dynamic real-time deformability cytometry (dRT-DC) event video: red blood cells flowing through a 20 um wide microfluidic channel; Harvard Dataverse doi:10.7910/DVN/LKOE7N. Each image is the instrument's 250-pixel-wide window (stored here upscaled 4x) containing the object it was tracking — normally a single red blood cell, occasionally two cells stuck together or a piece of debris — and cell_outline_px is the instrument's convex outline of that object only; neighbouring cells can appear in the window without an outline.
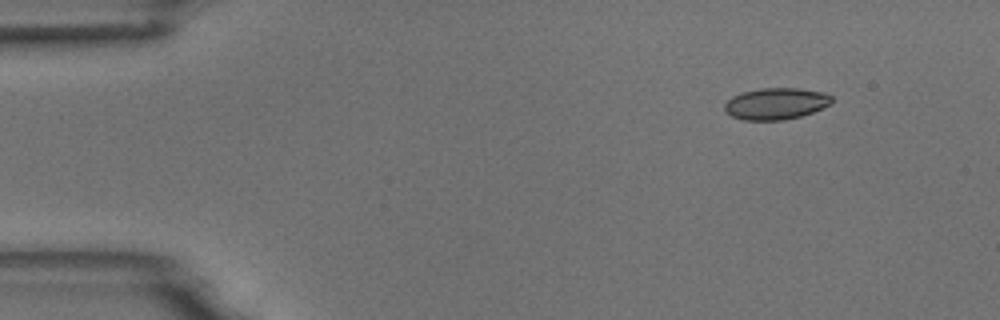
{"species": "common noctule bat (a hibernating species)", "species_latin": "Nyctalus noctula", "temperature_condition": "room temperature", "stored_images_in_passage": 5, "camera_frame_rate_fps": 3000, "um_per_image_px": 0.085, "animal": {"sex": "male", "body_mass_g": 18.8}, "frame": {"image": 1, "passage_image": 1, "time_ms": 0.0, "image_size_px": [1000, 320], "cell_outline_px": [[832, 100], [828, 104], [812, 112], [800, 116], [784, 120], [744, 120], [732, 116], [724, 108], [724, 104], [732, 96], [744, 92], [760, 88], [796, 88], [824, 92], [832, 96]], "centroid_in_image_um": [65.94, 8.81], "position_along_channel_um": 19.1, "area_um2": 19.48}}